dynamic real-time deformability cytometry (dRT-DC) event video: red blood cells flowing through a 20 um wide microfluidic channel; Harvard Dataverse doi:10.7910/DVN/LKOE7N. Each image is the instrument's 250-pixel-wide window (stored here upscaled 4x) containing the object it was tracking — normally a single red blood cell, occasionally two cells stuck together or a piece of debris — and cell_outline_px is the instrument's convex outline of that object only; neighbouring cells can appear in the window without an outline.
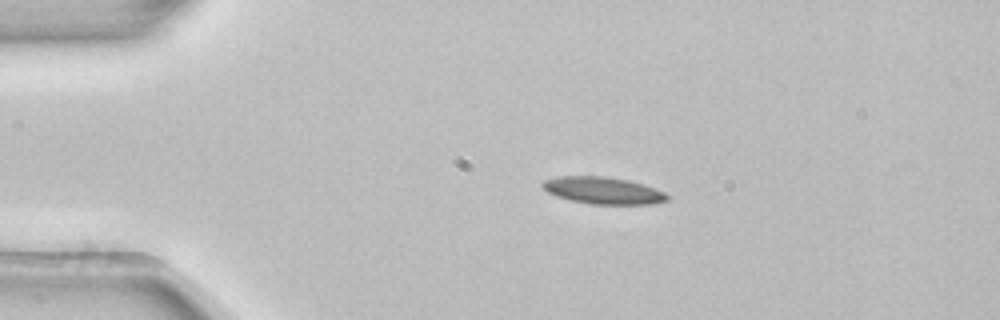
{"species": "common noctule bat (a hibernating species)", "species_latin": "Nyctalus noctula", "temperature_condition": "room temperature", "stored_images_in_passage": 4, "camera_frame_rate_fps": 3000, "um_per_image_px": 0.085, "animal": {"sex": "female", "body_mass_g": 22.7, "forearm_length_mm": 54.2}, "frame": {"image": 1, "passage_image": 2, "time_ms": 0.333, "image_size_px": [1000, 320], "cell_outline_px": [[672, 196], [668, 200], [652, 204], [592, 204], [572, 200], [556, 196], [548, 192], [540, 184], [544, 180], [556, 176], [608, 176], [628, 180], [664, 192]], "centroid_in_image_um": [51.25, 16.19], "position_along_channel_um": 33.7, "area_um2": 19.54}}
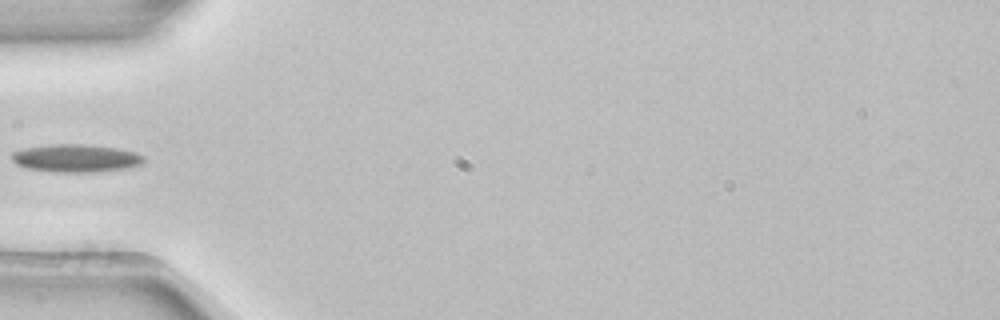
{"frame": {"image": 2, "passage_image": 4, "time_ms": 1.0, "image_size_px": [1000, 320], "cell_outline_px": [[144, 160], [140, 164], [128, 168], [92, 172], [56, 172], [24, 168], [16, 164], [12, 160], [12, 152], [24, 148], [48, 144], [80, 144], [116, 148], [132, 152], [144, 156]], "centroid_in_image_um": [6.39, 13.45], "position_along_channel_um": 78.6, "area_um2": 21.33}}